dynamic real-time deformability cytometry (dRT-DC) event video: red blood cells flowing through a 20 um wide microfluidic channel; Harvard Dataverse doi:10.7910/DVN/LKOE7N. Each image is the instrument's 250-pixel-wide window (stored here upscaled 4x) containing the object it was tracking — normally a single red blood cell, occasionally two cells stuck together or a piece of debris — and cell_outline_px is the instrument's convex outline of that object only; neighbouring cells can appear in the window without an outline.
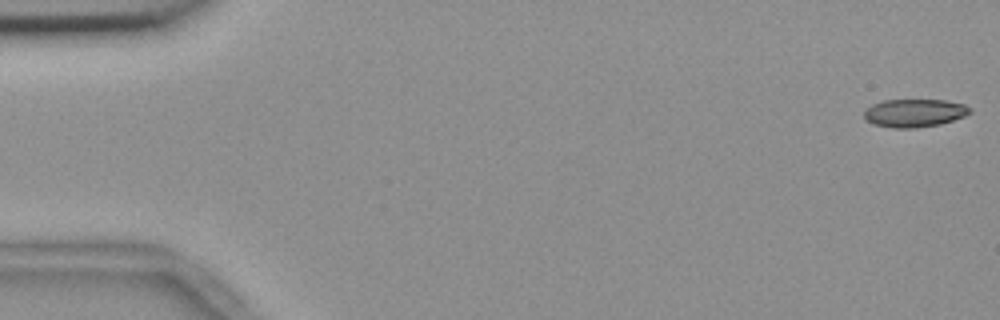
{"species": "common noctule bat (a hibernating species)", "species_latin": "Nyctalus noctula", "temperature_condition": "room temperature", "stored_images_in_passage": 5, "camera_frame_rate_fps": 3000, "um_per_image_px": 0.085, "animal": {"sex": "female", "body_mass_g": 18.4}, "frame": {"image": 1, "passage_image": 1, "time_ms": 0.0, "image_size_px": [1000, 320], "cell_outline_px": [[972, 112], [964, 116], [940, 124], [916, 128], [892, 128], [872, 124], [864, 120], [864, 112], [872, 104], [884, 100], [944, 100], [964, 104], [972, 108]], "centroid_in_image_um": [77.71, 9.61], "position_along_channel_um": 7.3, "area_um2": 17.4}}